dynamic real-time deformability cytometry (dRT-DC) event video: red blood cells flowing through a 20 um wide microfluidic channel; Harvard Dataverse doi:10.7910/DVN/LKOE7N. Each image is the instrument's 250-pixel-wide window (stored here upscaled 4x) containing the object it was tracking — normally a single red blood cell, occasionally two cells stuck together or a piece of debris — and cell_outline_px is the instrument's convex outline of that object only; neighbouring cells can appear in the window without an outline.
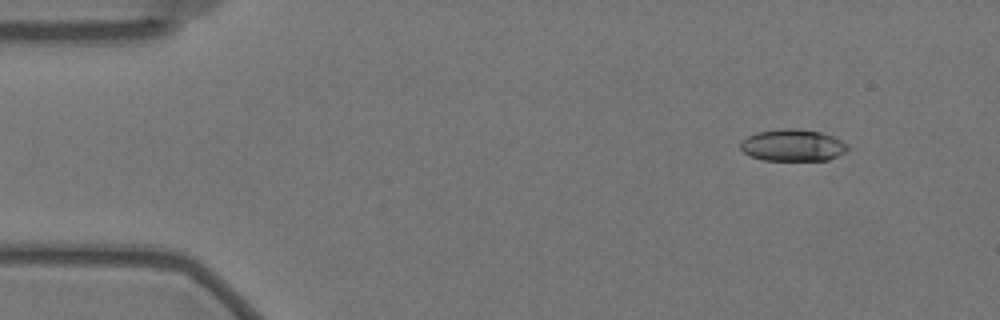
{"species": "Egyptian fruit bat (a non-hibernating species)", "species_latin": "Rousettus aegyptiacus", "temperature_condition": "warm", "stored_images_in_passage": 15, "segment_of_instrument_passage": [1, 2], "camera_frame_rate_fps": 3000, "um_per_image_px": 0.085, "animal": {"sex": "female"}, "frame": {"image": 1, "passage_image": 5, "time_ms": 1.333, "image_size_px": [1000, 320], "cell_outline_px": [[848, 148], [844, 152], [828, 160], [764, 160], [752, 156], [744, 152], [740, 148], [740, 140], [756, 132], [784, 128], [792, 128], [820, 132], [832, 136], [840, 140]], "centroid_in_image_um": [67.33, 12.34], "position_along_channel_um": 17.7, "area_um2": 19.65}}